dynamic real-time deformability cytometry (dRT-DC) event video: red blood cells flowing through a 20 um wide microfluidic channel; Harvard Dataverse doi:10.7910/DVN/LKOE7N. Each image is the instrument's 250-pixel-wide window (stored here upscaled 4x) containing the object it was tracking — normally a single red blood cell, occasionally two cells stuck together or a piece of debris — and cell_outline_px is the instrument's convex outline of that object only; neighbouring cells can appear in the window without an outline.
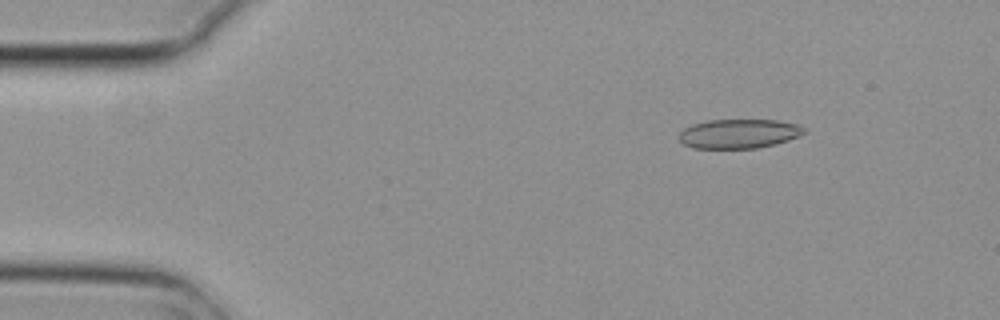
{"species": "common noctule bat (a hibernating species)", "species_latin": "Nyctalus noctula", "temperature_condition": "cold", "stored_images_in_passage": 4, "camera_frame_rate_fps": 3000, "um_per_image_px": 0.085, "animal": {"sex": "female", "body_mass_g": 29.2, "forearm_length_mm": 56.3}, "frame": {"image": 1, "passage_image": 2, "time_ms": 0.333, "image_size_px": [1000, 320], "cell_outline_px": [[804, 132], [788, 140], [776, 144], [756, 148], [692, 148], [684, 144], [680, 140], [680, 132], [684, 128], [692, 124], [708, 120], [776, 120], [796, 124], [804, 128]], "centroid_in_image_um": [62.76, 11.36], "position_along_channel_um": 22.2, "area_um2": 21.1}}